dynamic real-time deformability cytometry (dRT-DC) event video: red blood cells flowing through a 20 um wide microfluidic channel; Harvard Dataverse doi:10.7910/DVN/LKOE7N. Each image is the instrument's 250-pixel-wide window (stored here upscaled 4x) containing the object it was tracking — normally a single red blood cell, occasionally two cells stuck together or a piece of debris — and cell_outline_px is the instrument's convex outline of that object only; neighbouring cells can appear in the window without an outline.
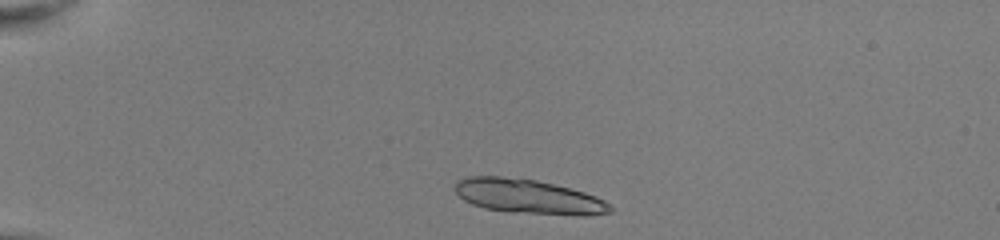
{"species": "common noctule bat (a hibernating species)", "species_latin": "Nyctalus noctula", "temperature_condition": "room temperature", "stored_images_in_passage": 42, "camera_frame_rate_fps": 3000, "um_per_image_px": 0.085, "animal": {"sex": "female", "body_mass_g": 22.0, "forearm_length_mm": 56.7}, "frame": {"image": 1, "passage_image": 3, "time_ms": 0.667, "image_size_px": [1000, 240], "cell_outline_px": [[612, 212], [588, 216], [580, 216], [508, 212], [484, 208], [472, 204], [464, 200], [456, 192], [456, 180], [468, 176], [500, 176], [536, 180], [584, 192], [596, 196], [604, 200], [612, 208]], "centroid_in_image_um": [44.92, 16.72], "position_along_channel_um": 40.1, "area_um2": 31.21}}
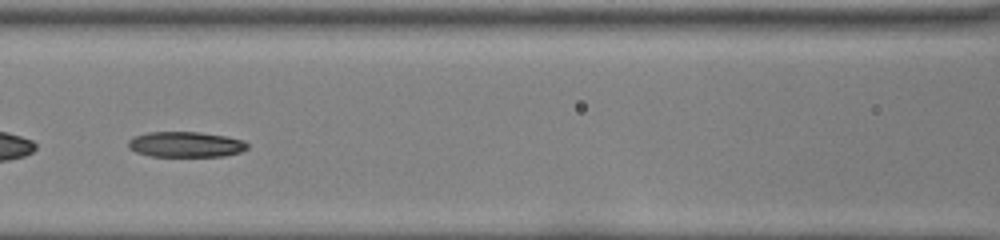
{"frame": {"image": 2, "passage_image": 16, "time_ms": 5.0, "image_size_px": [1000, 240], "cell_outline_px": [[248, 148], [240, 152], [224, 156], [148, 156], [136, 152], [128, 148], [128, 140], [132, 136], [148, 132], [200, 132], [224, 136], [244, 140], [248, 144]], "centroid_in_image_um": [15.75, 12.27], "position_along_channel_um": 150.8, "area_um2": 17.8}}
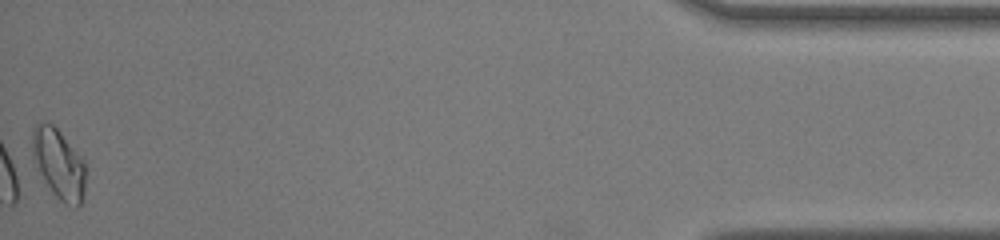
{"frame": {"image": 3, "passage_image": 42, "time_ms": 13.667, "image_size_px": [1000, 240], "cell_outline_px": [[84, 192], [80, 204], [76, 208], [64, 204], [52, 192], [32, 160], [32, 128], [40, 120], [52, 124], [60, 132], [84, 160]], "centroid_in_image_um": [4.96, 13.91], "position_along_channel_um": 430.2, "area_um2": 21.68}, "authors_computed_cell_mechanics": {"area_um2": 18.8717, "velocity_mm_per_s": 4.0456, "shape_relaxation_time_tau1_ms": null, "shape_relaxation_time_tau2_ms": 8.3953, "deformation_change_tau1": null, "deformation_change_tau2": 0.1335}}